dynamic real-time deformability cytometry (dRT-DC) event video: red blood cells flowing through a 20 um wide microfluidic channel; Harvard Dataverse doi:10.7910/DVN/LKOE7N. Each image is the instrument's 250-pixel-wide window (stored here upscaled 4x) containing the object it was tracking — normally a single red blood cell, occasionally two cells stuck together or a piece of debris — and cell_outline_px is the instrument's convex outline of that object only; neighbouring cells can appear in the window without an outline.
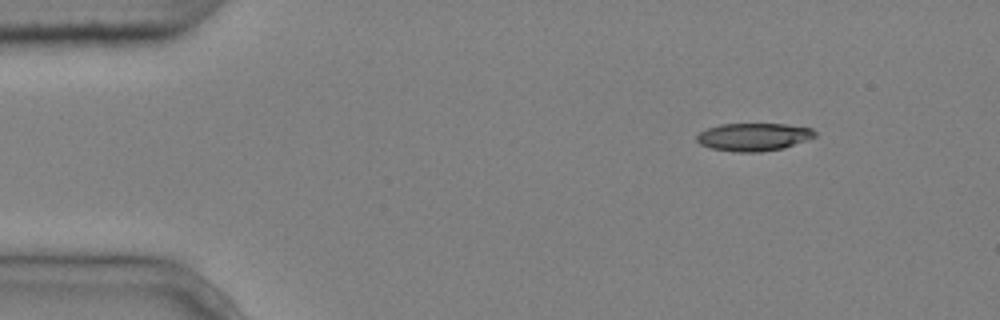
{"species": "common noctule bat (a hibernating species)", "species_latin": "Nyctalus noctula", "temperature_condition": "cold", "stored_images_in_passage": 9, "camera_frame_rate_fps": 3000, "um_per_image_px": 0.085, "animal": {"sex": "male", "body_mass_g": 20.4}, "frame": {"image": 1, "passage_image": 1, "time_ms": 0.0, "image_size_px": [1000, 320], "cell_outline_px": [[816, 136], [808, 140], [784, 148], [760, 152], [736, 152], [712, 148], [700, 144], [696, 140], [696, 136], [700, 132], [708, 128], [720, 124], [784, 124], [812, 128], [816, 132]], "centroid_in_image_um": [64.08, 11.64], "position_along_channel_um": 20.9, "area_um2": 19.19}}
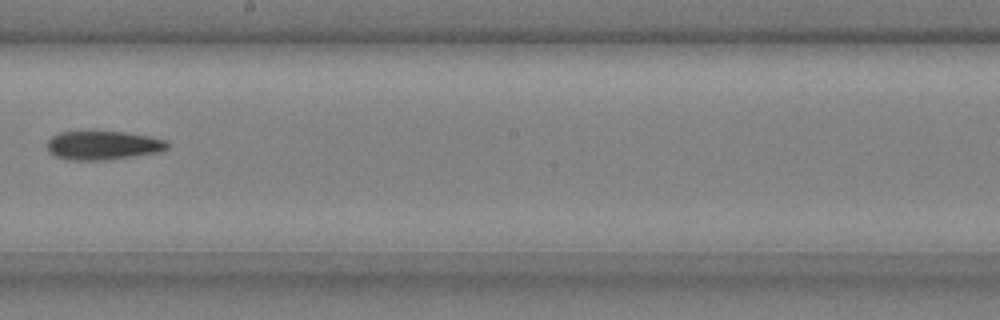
{"frame": {"image": 2, "passage_image": 7, "time_ms": 2.0, "image_size_px": [1000, 320], "cell_outline_px": [[168, 148], [160, 152], [136, 156], [108, 160], [68, 160], [56, 156], [48, 152], [48, 140], [52, 136], [60, 132], [88, 128], [92, 128], [124, 132], [148, 136], [164, 140], [168, 144]], "centroid_in_image_um": [8.71, 12.31], "position_along_channel_um": 239.5, "area_um2": 21.1}}
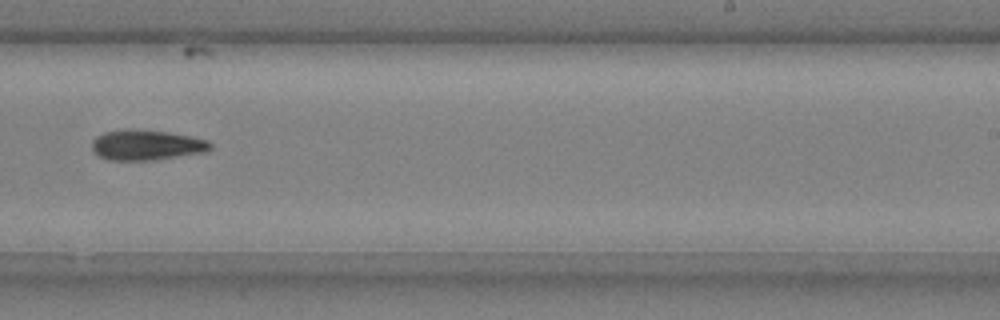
{"frame": {"image": 3, "passage_image": 8, "time_ms": 2.333, "image_size_px": [1000, 320], "cell_outline_px": [[212, 148], [208, 152], [156, 160], [108, 160], [100, 156], [92, 148], [92, 140], [96, 136], [104, 132], [124, 128], [136, 128], [168, 132], [208, 140], [212, 144]], "centroid_in_image_um": [12.47, 12.32], "position_along_channel_um": 276.5, "area_um2": 21.27}}